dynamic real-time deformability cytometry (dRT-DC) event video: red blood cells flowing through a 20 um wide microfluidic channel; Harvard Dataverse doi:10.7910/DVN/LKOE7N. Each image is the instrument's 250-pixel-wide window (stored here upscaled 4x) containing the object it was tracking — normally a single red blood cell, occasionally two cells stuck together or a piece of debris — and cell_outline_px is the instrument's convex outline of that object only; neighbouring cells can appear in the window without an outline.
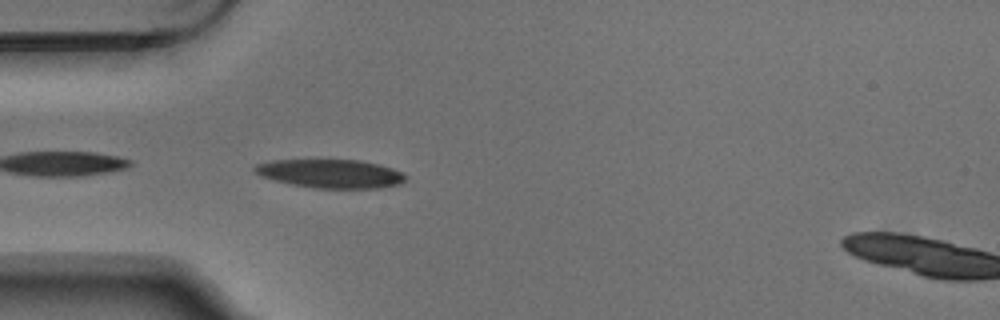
{"species": "Egyptian fruit bat (a non-hibernating species)", "species_latin": "Rousettus aegyptiacus", "temperature_condition": "warm", "stored_images_in_passage": 5, "camera_frame_rate_fps": 3000, "um_per_image_px": 0.085, "animal": {"sex": "male"}, "frame": {"image": 1, "passage_image": 4, "time_ms": 1.0, "image_size_px": [1000, 320], "cell_outline_px": [[408, 176], [400, 184], [380, 188], [316, 188], [292, 184], [260, 176], [252, 168], [256, 164], [272, 160], [360, 160], [380, 164], [392, 168]], "centroid_in_image_um": [28.12, 14.75], "position_along_channel_um": 56.9, "area_um2": 25.09}}